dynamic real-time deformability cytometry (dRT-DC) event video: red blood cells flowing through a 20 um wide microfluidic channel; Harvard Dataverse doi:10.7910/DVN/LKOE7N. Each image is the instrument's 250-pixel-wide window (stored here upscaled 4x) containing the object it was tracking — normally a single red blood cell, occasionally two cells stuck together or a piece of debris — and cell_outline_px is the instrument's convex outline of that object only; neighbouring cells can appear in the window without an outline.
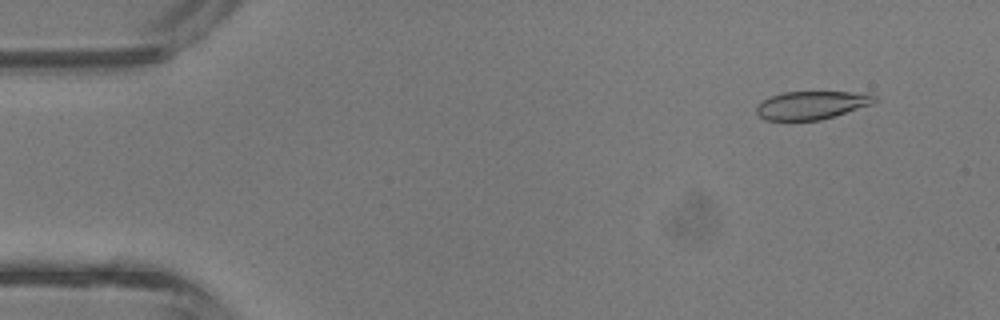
{"species": "common noctule bat (a hibernating species)", "species_latin": "Nyctalus noctula", "temperature_condition": "room temperature", "stored_images_in_passage": 4, "camera_frame_rate_fps": 3000, "um_per_image_px": 0.085, "animal": {"sex": "male", "body_mass_g": 13.3}, "frame": {"image": 1, "passage_image": 1, "time_ms": 0.0, "image_size_px": [1000, 320], "cell_outline_px": [[876, 100], [872, 104], [820, 120], [764, 120], [756, 112], [756, 104], [772, 96], [784, 92], [872, 92], [876, 96]], "centroid_in_image_um": [69.01, 8.92], "position_along_channel_um": 16.0, "area_um2": 19.36}}
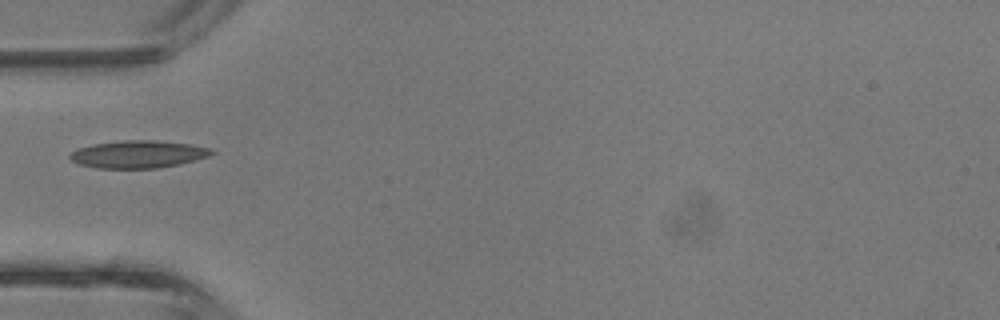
{"frame": {"image": 2, "passage_image": 4, "time_ms": 1.0, "image_size_px": [1000, 320], "cell_outline_px": [[216, 152], [208, 156], [180, 164], [160, 168], [96, 168], [76, 164], [68, 156], [72, 152], [80, 148], [92, 144], [124, 140], [156, 140], [188, 144], [212, 148]], "centroid_in_image_um": [11.74, 13.11], "position_along_channel_um": 73.3, "area_um2": 22.72}}